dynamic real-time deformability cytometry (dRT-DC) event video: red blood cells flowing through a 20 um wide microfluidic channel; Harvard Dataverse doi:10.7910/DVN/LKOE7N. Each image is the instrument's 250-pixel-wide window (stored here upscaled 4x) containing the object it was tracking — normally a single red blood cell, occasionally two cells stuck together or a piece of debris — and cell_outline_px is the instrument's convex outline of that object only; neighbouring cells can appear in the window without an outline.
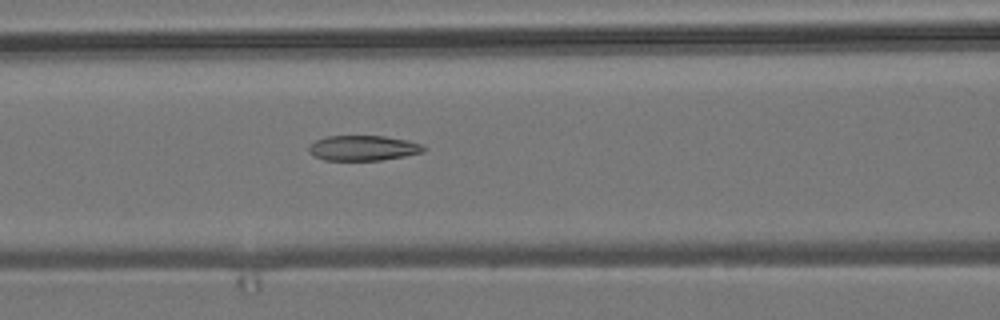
{"species": "common noctule bat (a hibernating species)", "species_latin": "Nyctalus noctula", "temperature_condition": "room temperature", "stored_images_in_passage": 18, "camera_frame_rate_fps": 3000, "um_per_image_px": 0.085, "animal": {"sex": "male", "body_mass_g": 19.2, "forearm_length_mm": 51.8}, "frame": {"image": 1, "passage_image": 12, "time_ms": 3.667, "image_size_px": [1000, 320], "cell_outline_px": [[424, 152], [404, 156], [380, 160], [324, 160], [308, 152], [308, 144], [324, 136], [384, 136], [408, 140], [420, 144], [424, 148]], "centroid_in_image_um": [30.82, 12.57], "position_along_channel_um": 135.8, "area_um2": 16.82}}
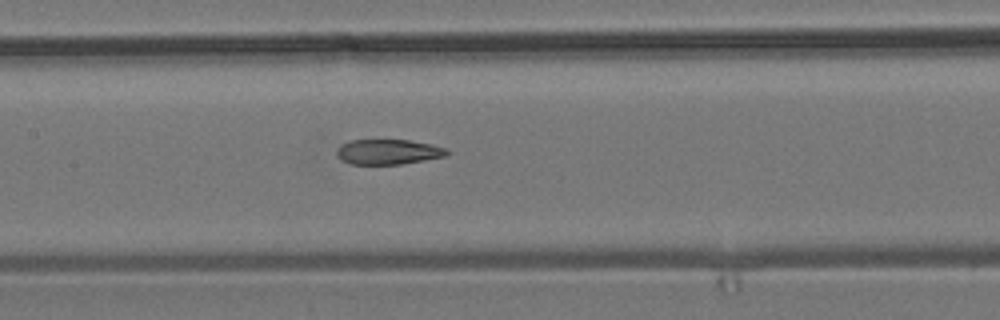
{"frame": {"image": 2, "passage_image": 15, "time_ms": 4.667, "image_size_px": [1000, 320], "cell_outline_px": [[452, 152], [444, 156], [424, 160], [400, 164], [352, 164], [336, 156], [336, 148], [340, 144], [348, 140], [408, 140], [432, 144], [448, 148]], "centroid_in_image_um": [33.0, 12.89], "position_along_channel_um": 174.4, "area_um2": 16.24}}
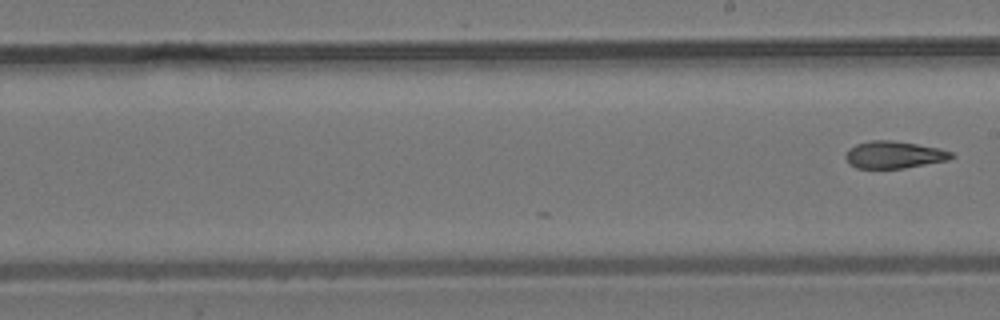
{"frame": {"image": 3, "passage_image": 18, "time_ms": 5.667, "image_size_px": [1000, 320], "cell_outline_px": [[956, 156], [948, 160], [904, 168], [856, 168], [848, 164], [844, 156], [844, 152], [848, 148], [856, 144], [868, 140], [892, 140], [940, 148], [952, 152]], "centroid_in_image_um": [75.95, 13.15], "position_along_channel_um": 213.1, "area_um2": 16.99}}